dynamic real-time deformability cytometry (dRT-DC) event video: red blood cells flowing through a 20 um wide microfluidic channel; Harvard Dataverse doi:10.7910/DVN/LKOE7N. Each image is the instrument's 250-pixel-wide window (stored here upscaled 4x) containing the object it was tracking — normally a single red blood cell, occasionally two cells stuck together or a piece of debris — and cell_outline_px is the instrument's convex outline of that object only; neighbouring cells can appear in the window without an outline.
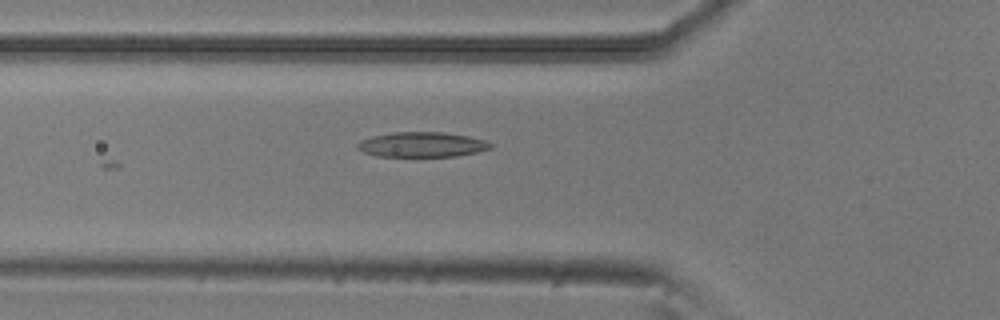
{"species": "common noctule bat (a hibernating species)", "species_latin": "Nyctalus noctula", "temperature_condition": "room temperature", "stored_images_in_passage": 6, "camera_frame_rate_fps": 3000, "um_per_image_px": 0.085, "animal": {"sex": "male", "body_mass_g": 20.5, "forearm_length_mm": 52.5}, "frame": {"image": 1, "passage_image": 6, "time_ms": 1.667, "image_size_px": [1000, 320], "cell_outline_px": [[492, 148], [476, 152], [456, 156], [376, 156], [364, 152], [356, 148], [356, 144], [360, 140], [372, 136], [392, 132], [444, 132], [468, 136], [484, 140], [492, 144]], "centroid_in_image_um": [35.83, 12.28], "position_along_channel_um": 90.0, "area_um2": 19.36}}